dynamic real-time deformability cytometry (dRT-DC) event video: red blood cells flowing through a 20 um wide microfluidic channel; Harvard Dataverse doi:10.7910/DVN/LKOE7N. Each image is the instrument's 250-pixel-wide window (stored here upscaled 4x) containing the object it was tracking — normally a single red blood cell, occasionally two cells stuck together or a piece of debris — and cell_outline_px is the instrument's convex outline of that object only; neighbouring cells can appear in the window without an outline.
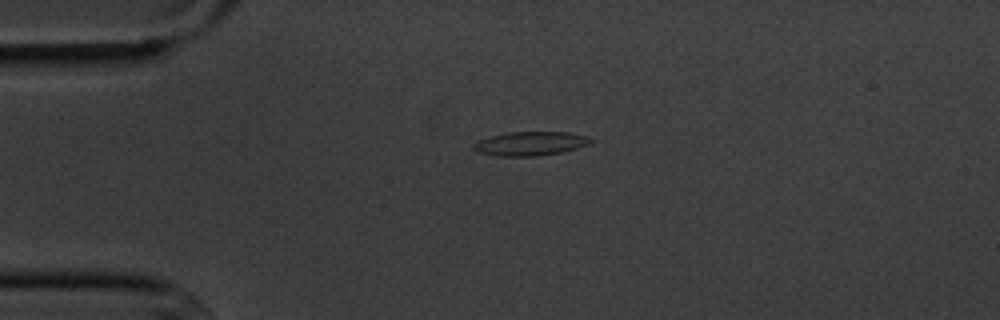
{"species": "common noctule bat (a hibernating species)", "species_latin": "Nyctalus noctula", "temperature_condition": "cold", "stored_images_in_passage": 3, "camera_frame_rate_fps": 3000, "um_per_image_px": 0.085, "animal": {"sex": "male", "body_mass_g": 20.1, "forearm_length_mm": 53.5}, "frame": {"image": 1, "passage_image": 1, "time_ms": 0.0, "image_size_px": [1000, 320], "cell_outline_px": [[596, 140], [588, 144], [576, 148], [560, 152], [536, 156], [496, 156], [476, 152], [472, 148], [472, 144], [476, 140], [508, 132], [568, 132], [588, 136]], "centroid_in_image_um": [45.04, 12.2], "position_along_channel_um": 40.0, "area_um2": 16.47}}
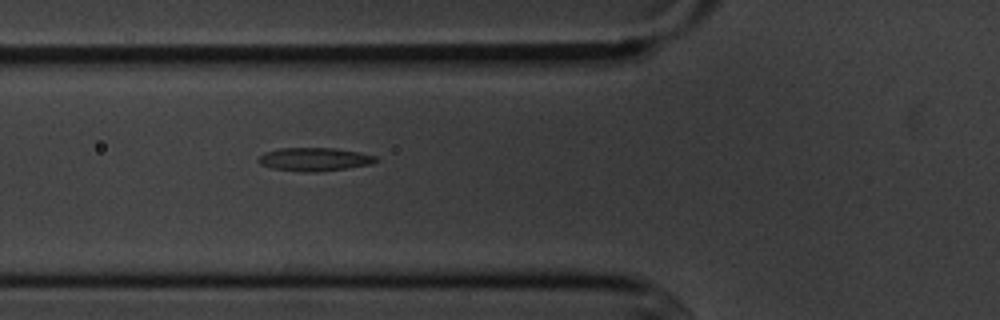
{"frame": {"image": 2, "passage_image": 3, "time_ms": 2.333, "image_size_px": [1000, 320], "cell_outline_px": [[380, 160], [372, 164], [316, 172], [308, 172], [272, 168], [260, 164], [256, 160], [264, 152], [280, 148], [336, 148], [360, 152], [376, 156]], "centroid_in_image_um": [26.74, 13.53], "position_along_channel_um": 99.1, "area_um2": 15.95}}